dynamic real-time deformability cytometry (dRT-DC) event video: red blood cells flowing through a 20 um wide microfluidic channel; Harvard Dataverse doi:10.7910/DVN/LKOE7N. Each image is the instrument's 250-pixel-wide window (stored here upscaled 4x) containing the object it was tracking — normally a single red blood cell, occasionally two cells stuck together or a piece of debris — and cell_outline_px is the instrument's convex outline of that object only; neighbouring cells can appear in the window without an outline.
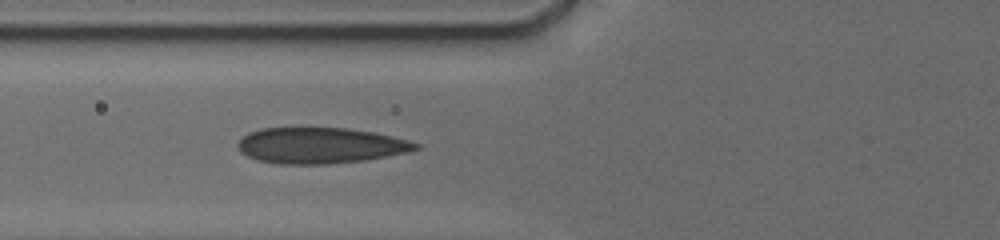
{"species": "human", "species_latin": "Homo sapiens", "temperature_condition": "cold", "stored_images_in_passage": 18, "camera_frame_rate_fps": 3000, "um_per_image_px": 0.085, "donor": {"sex": "male"}, "frame": {"image": 1, "passage_image": 18, "time_ms": 7.667, "image_size_px": [1000, 240], "cell_outline_px": [[424, 148], [408, 152], [364, 160], [328, 164], [280, 164], [256, 160], [240, 152], [236, 144], [248, 132], [260, 128], [348, 128], [372, 132], [392, 136], [424, 144]], "centroid_in_image_um": [27.26, 12.37], "position_along_channel_um": 98.5, "area_um2": 37.45}}